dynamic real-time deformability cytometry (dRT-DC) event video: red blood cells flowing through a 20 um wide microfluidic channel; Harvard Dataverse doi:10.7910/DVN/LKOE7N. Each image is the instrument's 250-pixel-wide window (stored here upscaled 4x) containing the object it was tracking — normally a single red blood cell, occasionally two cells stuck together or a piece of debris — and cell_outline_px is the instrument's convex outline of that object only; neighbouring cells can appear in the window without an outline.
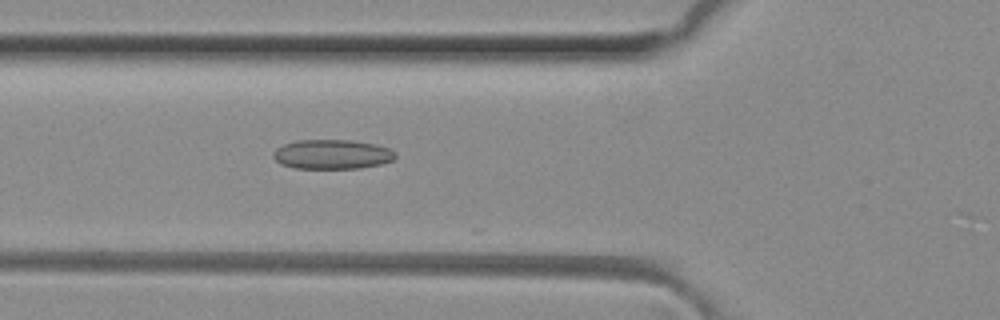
{"species": "common noctule bat (a hibernating species)", "species_latin": "Nyctalus noctula", "temperature_condition": "room temperature", "stored_images_in_passage": 10, "camera_frame_rate_fps": 3000, "um_per_image_px": 0.085, "animal": {"sex": "female", "body_mass_g": 29.2, "forearm_length_mm": 56.3}, "frame": {"image": 1, "passage_image": 5, "time_ms": 1.333, "image_size_px": [1000, 320], "cell_outline_px": [[396, 156], [392, 160], [380, 164], [360, 168], [296, 168], [280, 164], [272, 156], [272, 152], [276, 148], [284, 144], [296, 140], [352, 140], [372, 144], [388, 148], [396, 152]], "centroid_in_image_um": [28.19, 13.11], "position_along_channel_um": 97.6, "area_um2": 20.92}}
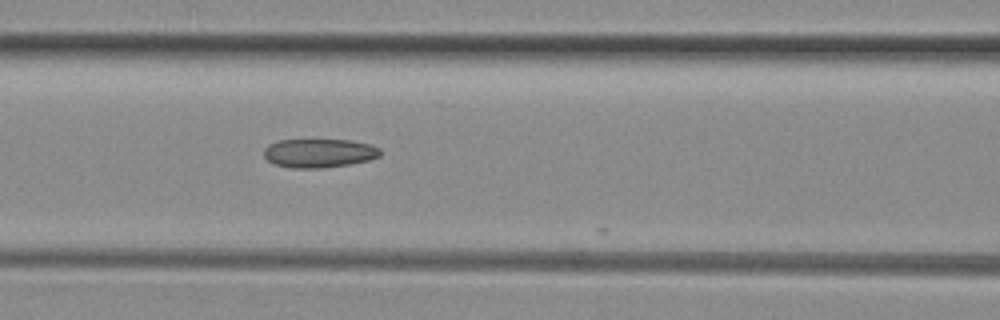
{"frame": {"image": 2, "passage_image": 8, "time_ms": 2.333, "image_size_px": [1000, 320], "cell_outline_px": [[380, 156], [368, 160], [348, 164], [320, 168], [292, 168], [272, 164], [264, 156], [264, 148], [268, 144], [280, 140], [348, 140], [372, 144], [380, 148]], "centroid_in_image_um": [27.1, 13.01], "position_along_channel_um": 139.5, "area_um2": 19.54}}